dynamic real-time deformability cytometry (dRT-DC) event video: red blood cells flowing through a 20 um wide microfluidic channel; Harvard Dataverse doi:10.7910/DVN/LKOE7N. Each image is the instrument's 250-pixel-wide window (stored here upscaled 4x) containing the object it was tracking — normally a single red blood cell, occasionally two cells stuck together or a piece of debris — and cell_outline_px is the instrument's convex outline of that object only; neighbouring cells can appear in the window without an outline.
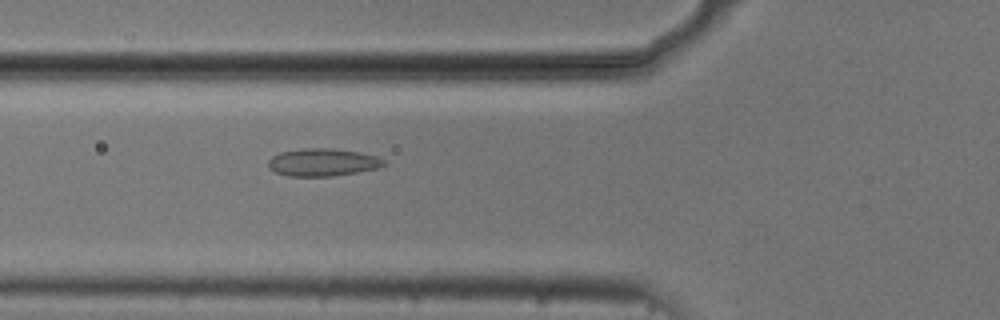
{"species": "common noctule bat (a hibernating species)", "species_latin": "Nyctalus noctula", "temperature_condition": "cold", "stored_images_in_passage": 51, "camera_frame_rate_fps": 3000, "um_per_image_px": 0.085, "animal": {"sex": "male", "body_mass_g": 20.5, "forearm_length_mm": 52.5}, "frame": {"image": 1, "passage_image": 17, "time_ms": 5.333, "image_size_px": [1000, 320], "cell_outline_px": [[388, 164], [376, 168], [356, 172], [332, 176], [288, 176], [276, 172], [268, 164], [268, 160], [272, 156], [280, 152], [304, 148], [332, 148], [360, 152], [376, 156], [384, 160]], "centroid_in_image_um": [27.44, 13.78], "position_along_channel_um": 98.4, "area_um2": 18.5}}
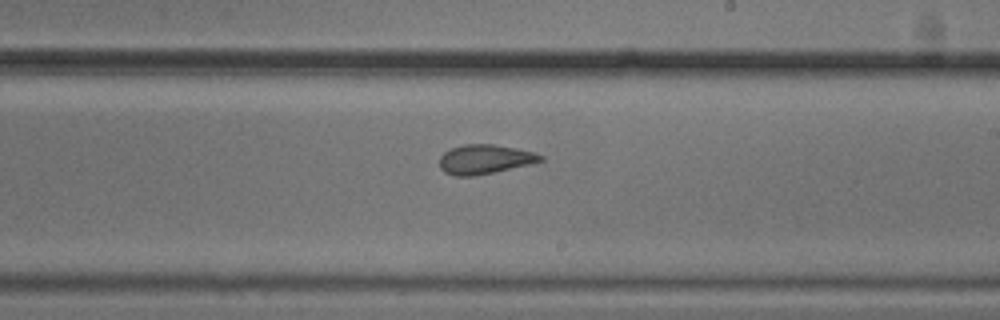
{"frame": {"image": 2, "passage_image": 29, "time_ms": 9.333, "image_size_px": [1000, 320], "cell_outline_px": [[544, 160], [496, 172], [472, 176], [456, 176], [444, 172], [440, 168], [440, 156], [444, 152], [452, 148], [464, 144], [492, 144], [516, 148], [532, 152], [544, 156]], "centroid_in_image_um": [41.18, 13.54], "position_along_channel_um": 247.8, "area_um2": 17.17}}
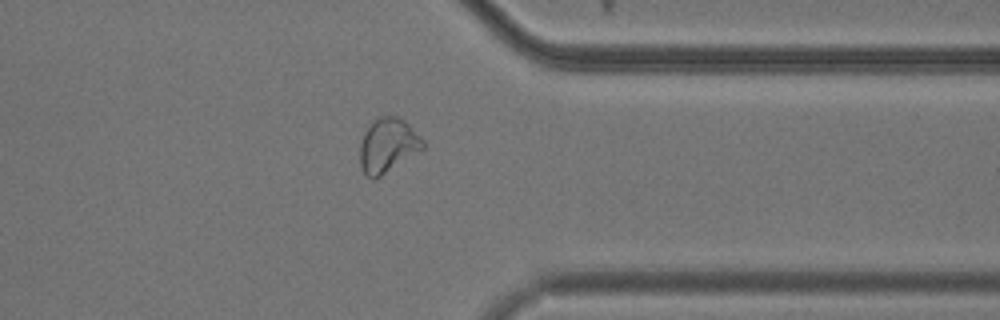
{"frame": {"image": 3, "passage_image": 40, "time_ms": 13.0, "image_size_px": [1000, 320], "cell_outline_px": [[424, 148], [380, 176], [368, 176], [364, 172], [360, 164], [360, 144], [364, 132], [372, 120], [380, 116], [396, 116], [404, 120], [424, 140]], "centroid_in_image_um": [32.96, 12.31], "position_along_channel_um": 378.4, "area_um2": 19.54}, "authors_computed_cell_mechanics": {"area_um2": 19.0162, "velocity_mm_per_s": 3.7171, "shape_relaxation_time_tau1_ms": null, "shape_relaxation_time_tau2_ms": 1.2355, "deformation_change_tau1": null, "deformation_change_tau2": 0.0807}}